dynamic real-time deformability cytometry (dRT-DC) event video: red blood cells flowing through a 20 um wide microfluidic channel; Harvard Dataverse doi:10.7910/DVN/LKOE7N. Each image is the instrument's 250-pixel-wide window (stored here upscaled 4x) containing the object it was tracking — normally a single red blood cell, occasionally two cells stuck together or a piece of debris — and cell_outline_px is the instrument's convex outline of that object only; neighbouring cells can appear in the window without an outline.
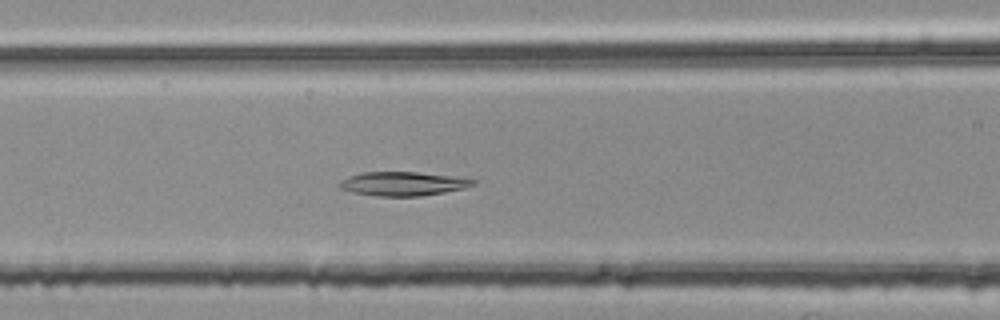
{"species": "common noctule bat (a hibernating species)", "species_latin": "Nyctalus noctula", "temperature_condition": "room temperature", "stored_images_in_passage": 41, "camera_frame_rate_fps": 3000, "um_per_image_px": 0.085, "animal": {"sex": "female", "body_mass_g": 25.1}, "frame": {"image": 1, "passage_image": 11, "time_ms": 3.333, "image_size_px": [1000, 320], "cell_outline_px": [[476, 184], [464, 188], [444, 192], [420, 196], [376, 196], [352, 192], [340, 188], [340, 180], [348, 176], [364, 172], [416, 172], [456, 176], [476, 180]], "centroid_in_image_um": [34.26, 15.61], "position_along_channel_um": 132.3, "area_um2": 18.61}}
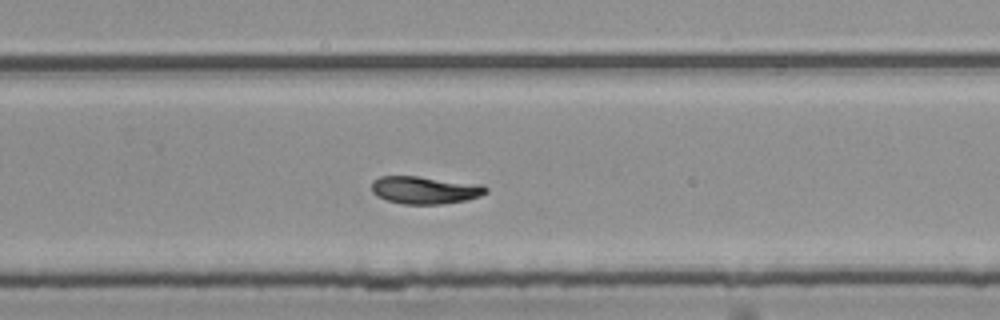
{"frame": {"image": 2, "passage_image": 24, "time_ms": 7.667, "image_size_px": [1000, 320], "cell_outline_px": [[488, 192], [480, 196], [468, 200], [440, 204], [404, 204], [388, 200], [376, 196], [372, 192], [372, 180], [380, 176], [416, 176], [484, 184], [488, 188]], "centroid_in_image_um": [36.15, 16.15], "position_along_channel_um": 293.7, "area_um2": 18.55}}
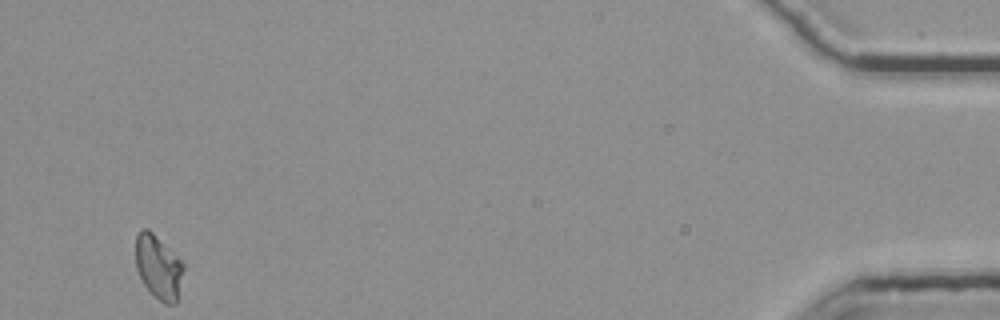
{"frame": {"image": 3, "passage_image": 41, "time_ms": 13.333, "image_size_px": [1000, 320], "cell_outline_px": [[184, 268], [176, 304], [164, 304], [144, 284], [136, 268], [136, 236], [144, 228], [148, 228], [184, 264]], "centroid_in_image_um": [13.47, 22.7], "position_along_channel_um": 421.7, "area_um2": 17.34}}